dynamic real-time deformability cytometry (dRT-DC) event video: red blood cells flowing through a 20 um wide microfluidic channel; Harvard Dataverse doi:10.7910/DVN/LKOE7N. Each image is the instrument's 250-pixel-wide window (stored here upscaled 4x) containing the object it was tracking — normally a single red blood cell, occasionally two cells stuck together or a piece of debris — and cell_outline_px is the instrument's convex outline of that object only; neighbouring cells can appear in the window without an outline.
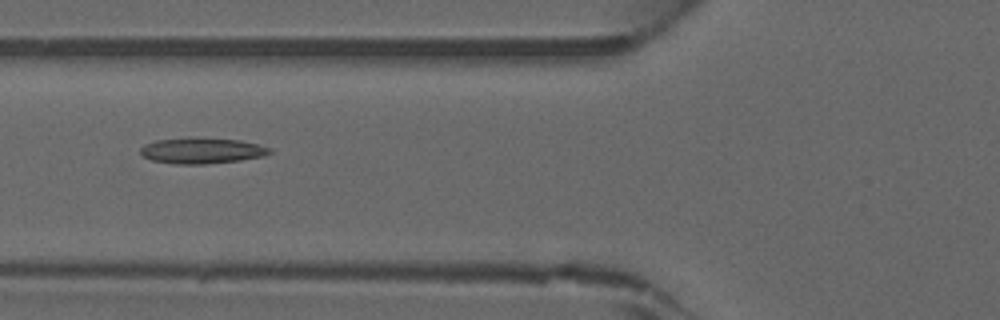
{"species": "common noctule bat (a hibernating species)", "species_latin": "Nyctalus noctula", "temperature_condition": "warm", "stored_images_in_passage": 23, "camera_frame_rate_fps": 3000, "um_per_image_px": 0.085, "animal": {"sex": "male", "forearm_length_mm": 52.5}, "frame": {"image": 1, "passage_image": 4, "time_ms": 1.0, "image_size_px": [1000, 320], "cell_outline_px": [[272, 152], [264, 156], [240, 160], [204, 164], [176, 164], [152, 160], [144, 156], [140, 152], [140, 148], [144, 144], [156, 140], [188, 136], [196, 136], [240, 140], [272, 148]], "centroid_in_image_um": [17.14, 12.78], "position_along_channel_um": 108.7, "area_um2": 19.83}}
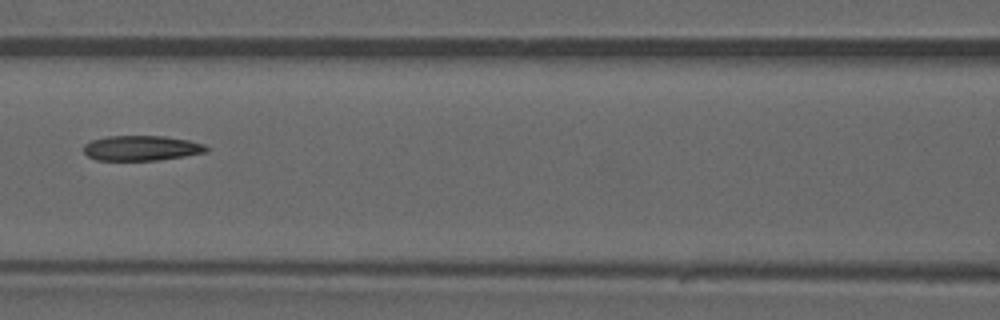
{"frame": {"image": 2, "passage_image": 7, "time_ms": 2.0, "image_size_px": [1000, 320], "cell_outline_px": [[208, 152], [160, 160], [96, 160], [88, 156], [84, 152], [84, 144], [92, 140], [108, 136], [164, 136], [188, 140], [204, 144], [208, 148]], "centroid_in_image_um": [12.03, 12.59], "position_along_channel_um": 154.6, "area_um2": 17.92}}
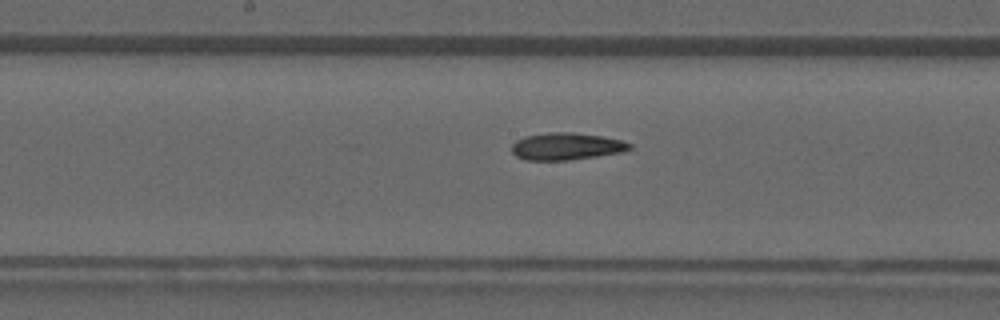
{"frame": {"image": 3, "passage_image": 10, "time_ms": 3.0, "image_size_px": [1000, 320], "cell_outline_px": [[632, 148], [624, 152], [568, 160], [524, 160], [516, 156], [512, 152], [512, 144], [516, 140], [524, 136], [548, 132], [572, 132], [600, 136], [620, 140], [632, 144]], "centroid_in_image_um": [48.12, 12.44], "position_along_channel_um": 200.1, "area_um2": 18.67}}